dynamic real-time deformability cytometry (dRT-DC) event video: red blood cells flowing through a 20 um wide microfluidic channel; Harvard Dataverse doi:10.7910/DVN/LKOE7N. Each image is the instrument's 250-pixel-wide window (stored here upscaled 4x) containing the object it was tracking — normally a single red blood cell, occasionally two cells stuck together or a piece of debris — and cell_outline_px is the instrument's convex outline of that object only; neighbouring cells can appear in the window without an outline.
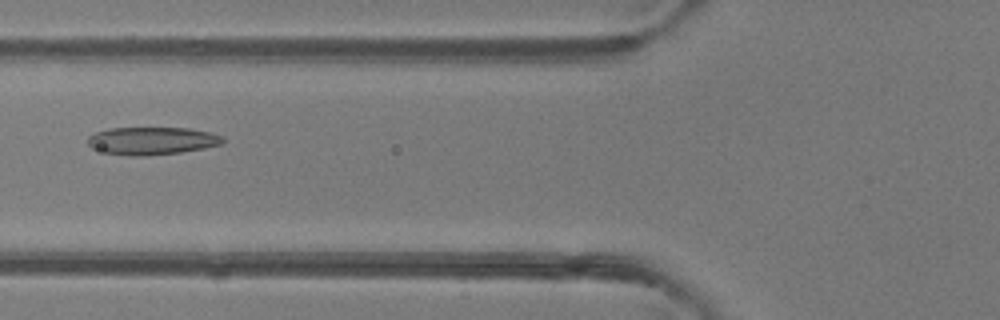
{"species": "common noctule bat (a hibernating species)", "species_latin": "Nyctalus noctula", "temperature_condition": "room temperature", "stored_images_in_passage": 6, "camera_frame_rate_fps": 3000, "um_per_image_px": 0.085, "animal": {"sex": "female"}, "frame": {"image": 1, "passage_image": 5, "time_ms": 5.667, "image_size_px": [1000, 320], "cell_outline_px": [[224, 144], [180, 152], [136, 156], [132, 156], [104, 152], [92, 148], [88, 144], [88, 136], [96, 132], [108, 128], [188, 128], [212, 132], [220, 136], [224, 140]], "centroid_in_image_um": [12.91, 11.95], "position_along_channel_um": 112.9, "area_um2": 21.62}}
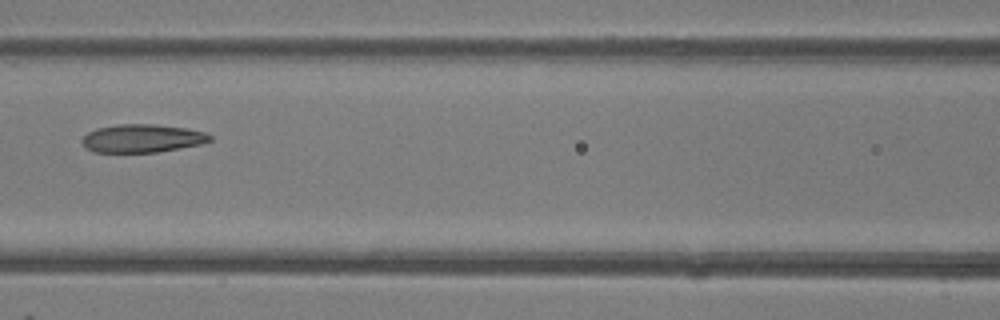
{"frame": {"image": 2, "passage_image": 6, "time_ms": 6.667, "image_size_px": [1000, 320], "cell_outline_px": [[212, 140], [200, 144], [180, 148], [156, 152], [92, 152], [84, 148], [80, 140], [88, 132], [96, 128], [120, 124], [152, 124], [188, 128], [204, 132], [212, 136]], "centroid_in_image_um": [12.05, 11.76], "position_along_channel_um": 154.5, "area_um2": 21.1}}